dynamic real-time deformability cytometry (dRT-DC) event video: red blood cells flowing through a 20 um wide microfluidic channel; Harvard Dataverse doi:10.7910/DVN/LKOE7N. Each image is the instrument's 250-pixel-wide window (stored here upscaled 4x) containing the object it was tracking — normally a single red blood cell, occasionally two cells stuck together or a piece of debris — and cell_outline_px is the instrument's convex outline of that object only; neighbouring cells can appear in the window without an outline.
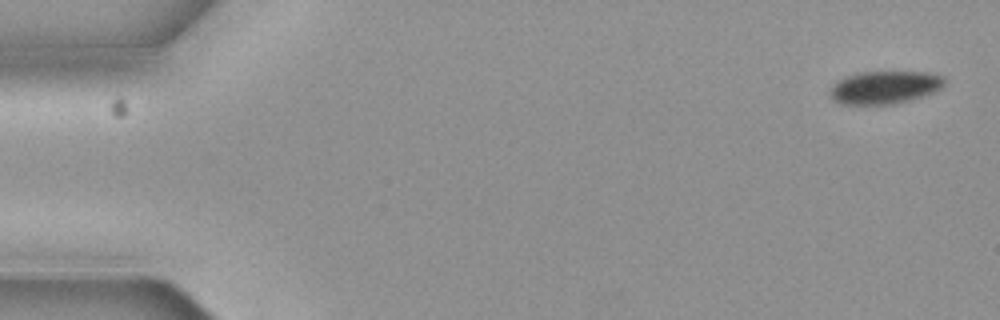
{"species": "common noctule bat (a hibernating species)", "species_latin": "Nyctalus noctula", "temperature_condition": "cold", "stored_images_in_passage": 6, "camera_frame_rate_fps": 3000, "um_per_image_px": 0.085, "animal": {"sex": "female", "body_mass_g": 19.3, "forearm_length_mm": 54.1}, "frame": {"image": 1, "passage_image": 1, "time_ms": 0.0, "image_size_px": [1000, 320], "cell_outline_px": [[948, 80], [944, 88], [936, 92], [924, 96], [892, 104], [840, 104], [832, 100], [828, 92], [840, 80], [848, 76], [860, 72], [928, 72], [944, 76]], "centroid_in_image_um": [75.29, 7.43], "position_along_channel_um": 9.7, "area_um2": 22.08}}